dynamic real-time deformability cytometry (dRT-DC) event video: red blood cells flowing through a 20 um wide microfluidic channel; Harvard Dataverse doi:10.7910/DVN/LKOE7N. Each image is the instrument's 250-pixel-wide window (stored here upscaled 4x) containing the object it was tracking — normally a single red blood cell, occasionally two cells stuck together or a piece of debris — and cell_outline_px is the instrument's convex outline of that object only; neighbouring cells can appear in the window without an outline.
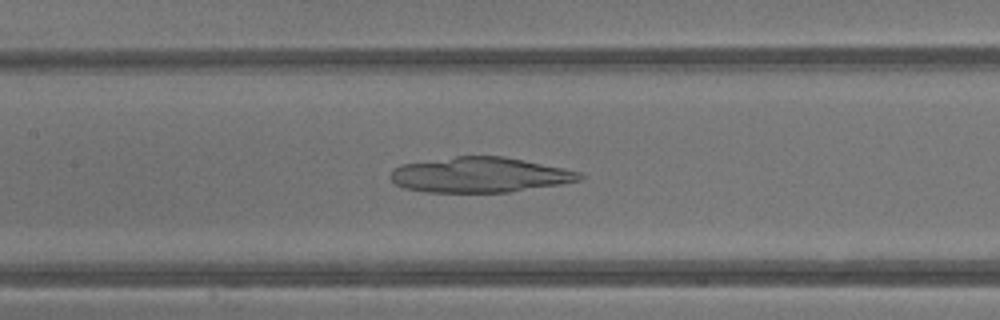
{"species": "common noctule bat (a hibernating species)", "species_latin": "Nyctalus noctula", "temperature_condition": "warm", "stored_images_in_passage": 41, "camera_frame_rate_fps": 3000, "um_per_image_px": 0.085, "animal": {"sex": "male", "body_mass_g": 13.3}, "frame": {"image": 1, "passage_image": 19, "time_ms": 6.0, "image_size_px": [1000, 320], "cell_outline_px": [[584, 176], [580, 180], [560, 184], [508, 192], [428, 192], [404, 188], [396, 184], [388, 176], [392, 168], [400, 164], [456, 156], [504, 156], [564, 168], [580, 172]], "centroid_in_image_um": [40.74, 14.86], "position_along_channel_um": 166.7, "area_um2": 38.84}}
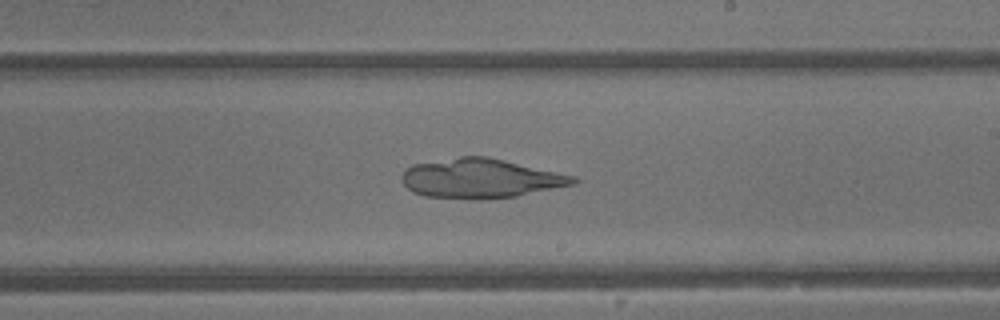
{"frame": {"image": 2, "passage_image": 24, "time_ms": 7.667, "image_size_px": [1000, 320], "cell_outline_px": [[580, 180], [576, 184], [516, 196], [424, 196], [412, 192], [404, 184], [400, 176], [404, 168], [412, 164], [460, 156], [488, 156], [576, 176]], "centroid_in_image_um": [40.86, 15.11], "position_along_channel_um": 248.1, "area_um2": 38.49}}
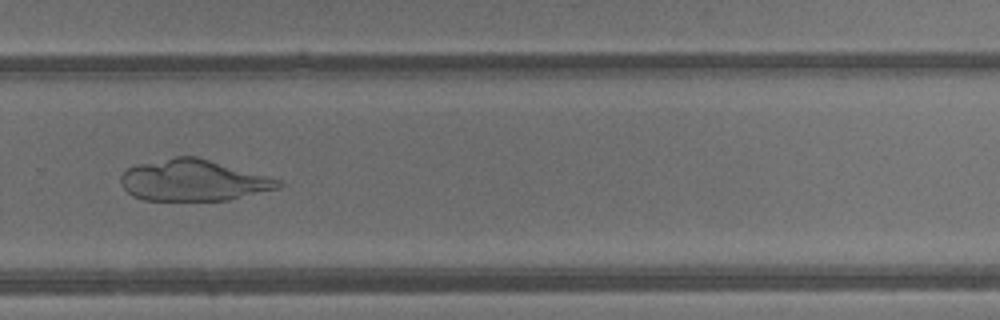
{"frame": {"image": 3, "passage_image": 28, "time_ms": 9.0, "image_size_px": [1000, 320], "cell_outline_px": [[288, 184], [280, 188], [228, 200], [144, 200], [132, 196], [120, 184], [120, 176], [128, 168], [136, 164], [176, 156], [196, 156], [268, 176], [280, 180]], "centroid_in_image_um": [16.45, 15.33], "position_along_channel_um": 313.4, "area_um2": 38.03}}